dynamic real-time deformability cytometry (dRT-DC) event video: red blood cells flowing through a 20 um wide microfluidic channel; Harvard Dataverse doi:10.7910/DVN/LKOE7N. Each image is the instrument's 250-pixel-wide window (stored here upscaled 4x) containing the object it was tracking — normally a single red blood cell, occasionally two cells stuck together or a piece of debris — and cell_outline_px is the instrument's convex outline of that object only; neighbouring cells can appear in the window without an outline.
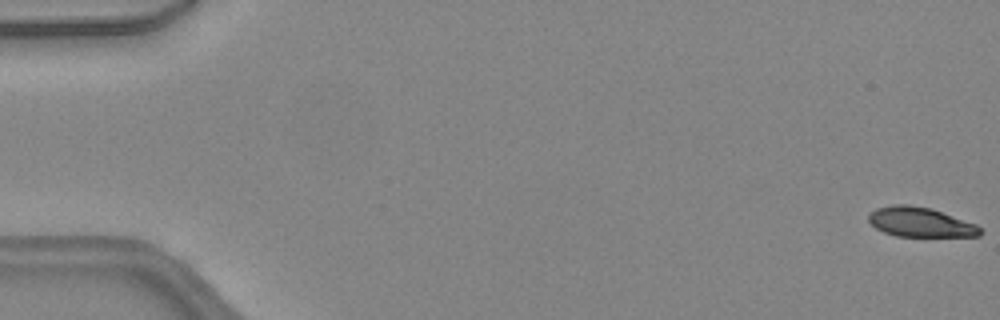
{"species": "common noctule bat (a hibernating species)", "species_latin": "Nyctalus noctula", "temperature_condition": "warm", "stored_images_in_passage": 47, "camera_frame_rate_fps": 3000, "um_per_image_px": 0.085, "animal": {"sex": "female", "body_mass_g": 24.6, "forearm_length_mm": 56.2}, "frame": {"image": 1, "passage_image": 1, "time_ms": 0.0, "image_size_px": [1000, 320], "cell_outline_px": [[984, 232], [980, 236], [896, 236], [884, 232], [876, 228], [868, 220], [868, 216], [876, 208], [892, 204], [908, 204], [932, 208], [976, 224]], "centroid_in_image_um": [78.24, 18.87], "position_along_channel_um": 6.8, "area_um2": 19.31}}
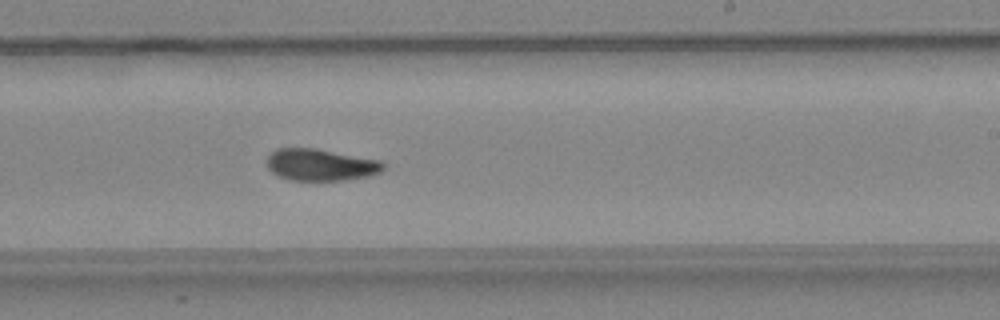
{"frame": {"image": 2, "passage_image": 29, "time_ms": 9.333, "image_size_px": [1000, 320], "cell_outline_px": [[384, 168], [380, 172], [368, 176], [344, 180], [288, 180], [276, 176], [268, 168], [268, 156], [276, 148], [316, 148], [380, 160], [384, 164]], "centroid_in_image_um": [27.24, 14.01], "position_along_channel_um": 261.8, "area_um2": 21.62}}
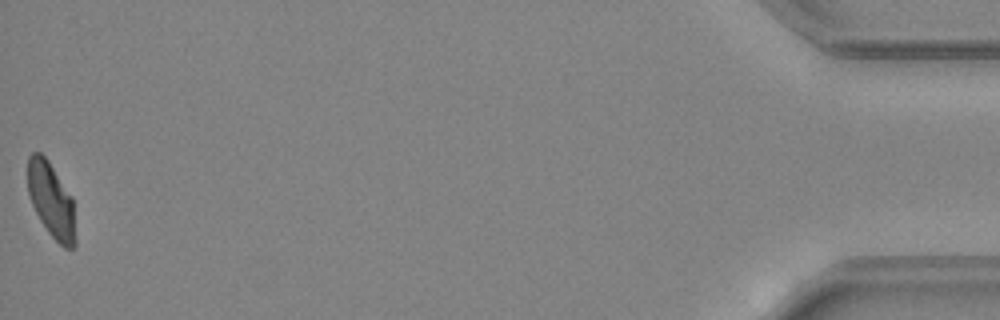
{"frame": {"image": 3, "passage_image": 47, "time_ms": 15.333, "image_size_px": [1000, 320], "cell_outline_px": [[76, 244], [72, 248], [64, 248], [48, 232], [40, 220], [32, 204], [28, 192], [28, 156], [32, 152], [40, 152], [48, 160], [72, 196], [76, 240]], "centroid_in_image_um": [4.36, 17.02], "position_along_channel_um": 430.8, "area_um2": 20.81}, "authors_computed_cell_mechanics": {"area_um2": 21.964, "velocity_mm_per_s": 4.4808, "shape_relaxation_time_tau1_ms": 7.5457, "shape_relaxation_time_tau2_ms": 2.7411, "deformation_change_tau1": 0.2146, "deformation_change_tau2": 0.0747}}